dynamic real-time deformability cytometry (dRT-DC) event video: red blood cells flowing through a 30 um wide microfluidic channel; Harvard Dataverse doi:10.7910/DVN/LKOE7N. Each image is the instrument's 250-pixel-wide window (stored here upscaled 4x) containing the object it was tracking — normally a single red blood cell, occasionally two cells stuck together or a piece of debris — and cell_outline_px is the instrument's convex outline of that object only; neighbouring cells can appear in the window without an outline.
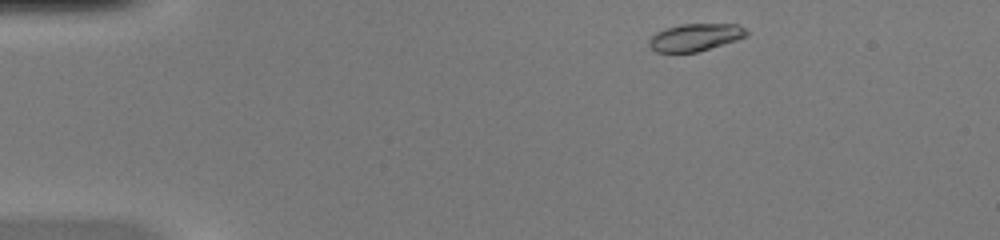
{"species": "common noctule bat (a hibernating species)", "species_latin": "Nyctalus noctula", "temperature_condition": "warm", "stored_images_in_passage": 43, "camera_frame_rate_fps": 3000, "um_per_image_px": 0.085, "animal": {"sex": "female", "body_mass_g": 20.0, "forearm_length_mm": 54.0}, "frame": {"image": 1, "passage_image": 1, "time_ms": 0.0, "image_size_px": [1000, 240], "cell_outline_px": [[748, 36], [736, 40], [696, 52], [656, 52], [648, 44], [648, 40], [656, 32], [680, 24], [736, 24], [744, 28], [748, 32]], "centroid_in_image_um": [59.09, 3.16], "position_along_channel_um": 25.9, "area_um2": 15.37}}
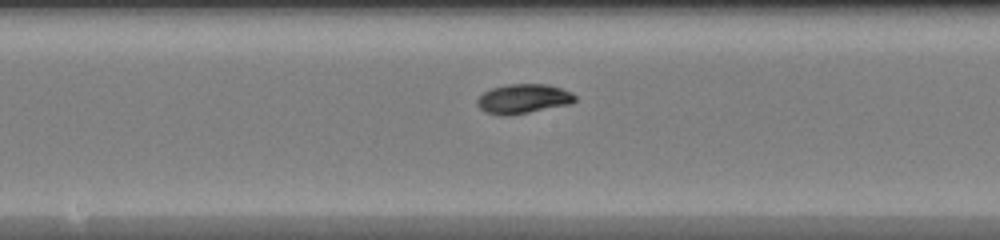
{"frame": {"image": 2, "passage_image": 20, "time_ms": 6.333, "image_size_px": [1000, 240], "cell_outline_px": [[576, 100], [572, 104], [508, 116], [500, 116], [484, 112], [476, 104], [476, 100], [484, 92], [492, 88], [508, 84], [548, 84], [572, 92], [576, 96]], "centroid_in_image_um": [44.48, 8.41], "position_along_channel_um": 203.7, "area_um2": 16.99}}
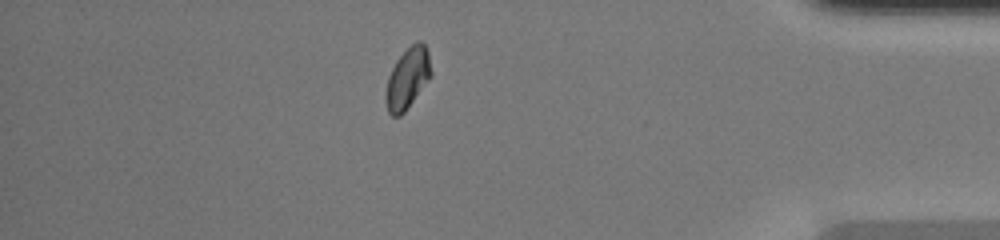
{"frame": {"image": 3, "passage_image": 37, "time_ms": 12.0, "image_size_px": [1000, 240], "cell_outline_px": [[432, 76], [404, 112], [400, 116], [392, 116], [388, 112], [384, 100], [384, 92], [388, 76], [396, 60], [416, 40], [420, 40], [424, 44], [428, 52], [432, 72]], "centroid_in_image_um": [34.62, 6.67], "position_along_channel_um": 400.6, "area_um2": 16.24}, "authors_computed_cell_mechanics": {"area_um2": 16.2418, "velocity_mm_per_s": 4.1001, "shape_relaxation_time_tau1_ms": 4.2739, "shape_relaxation_time_tau2_ms": 1.3265, "deformation_change_tau1": 0.1626, "deformation_change_tau2": 0.0323}}